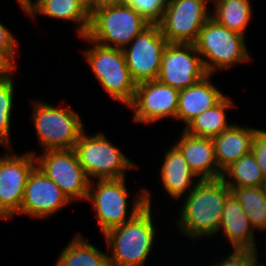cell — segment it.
Instances as JSON below:
<instances>
[{
    "mask_svg": "<svg viewBox=\"0 0 266 266\" xmlns=\"http://www.w3.org/2000/svg\"><path fill=\"white\" fill-rule=\"evenodd\" d=\"M231 189L221 178L199 180L187 194L176 226L191 239L208 238L219 232L223 209Z\"/></svg>",
    "mask_w": 266,
    "mask_h": 266,
    "instance_id": "obj_1",
    "label": "cell"
},
{
    "mask_svg": "<svg viewBox=\"0 0 266 266\" xmlns=\"http://www.w3.org/2000/svg\"><path fill=\"white\" fill-rule=\"evenodd\" d=\"M151 193L145 189L146 205L129 221L104 234L111 250L110 266H144L155 241Z\"/></svg>",
    "mask_w": 266,
    "mask_h": 266,
    "instance_id": "obj_2",
    "label": "cell"
},
{
    "mask_svg": "<svg viewBox=\"0 0 266 266\" xmlns=\"http://www.w3.org/2000/svg\"><path fill=\"white\" fill-rule=\"evenodd\" d=\"M246 36L230 30L210 17L200 29L194 43L208 74L227 70L234 64L248 62Z\"/></svg>",
    "mask_w": 266,
    "mask_h": 266,
    "instance_id": "obj_3",
    "label": "cell"
},
{
    "mask_svg": "<svg viewBox=\"0 0 266 266\" xmlns=\"http://www.w3.org/2000/svg\"><path fill=\"white\" fill-rule=\"evenodd\" d=\"M92 183L90 181L86 200L92 202L103 234L132 219L146 205L145 189H142L133 199L131 212H127L129 192L125 186L126 177L98 179L95 186Z\"/></svg>",
    "mask_w": 266,
    "mask_h": 266,
    "instance_id": "obj_4",
    "label": "cell"
},
{
    "mask_svg": "<svg viewBox=\"0 0 266 266\" xmlns=\"http://www.w3.org/2000/svg\"><path fill=\"white\" fill-rule=\"evenodd\" d=\"M150 23L123 4L96 9L90 15L87 37L101 46L124 49Z\"/></svg>",
    "mask_w": 266,
    "mask_h": 266,
    "instance_id": "obj_5",
    "label": "cell"
},
{
    "mask_svg": "<svg viewBox=\"0 0 266 266\" xmlns=\"http://www.w3.org/2000/svg\"><path fill=\"white\" fill-rule=\"evenodd\" d=\"M80 38L94 44L83 54L95 77L113 99L128 106L137 84L130 75L123 49L101 46L87 36Z\"/></svg>",
    "mask_w": 266,
    "mask_h": 266,
    "instance_id": "obj_6",
    "label": "cell"
},
{
    "mask_svg": "<svg viewBox=\"0 0 266 266\" xmlns=\"http://www.w3.org/2000/svg\"><path fill=\"white\" fill-rule=\"evenodd\" d=\"M32 120L40 147L46 150L73 149L85 130L81 117L71 108L33 103Z\"/></svg>",
    "mask_w": 266,
    "mask_h": 266,
    "instance_id": "obj_7",
    "label": "cell"
},
{
    "mask_svg": "<svg viewBox=\"0 0 266 266\" xmlns=\"http://www.w3.org/2000/svg\"><path fill=\"white\" fill-rule=\"evenodd\" d=\"M84 130L74 146L78 161L90 181L124 178L125 170L137 168L103 133L87 135ZM94 178V179H93Z\"/></svg>",
    "mask_w": 266,
    "mask_h": 266,
    "instance_id": "obj_8",
    "label": "cell"
},
{
    "mask_svg": "<svg viewBox=\"0 0 266 266\" xmlns=\"http://www.w3.org/2000/svg\"><path fill=\"white\" fill-rule=\"evenodd\" d=\"M35 161L36 167L59 186L71 203L87 199L90 180L74 149L46 150L40 156L35 153Z\"/></svg>",
    "mask_w": 266,
    "mask_h": 266,
    "instance_id": "obj_9",
    "label": "cell"
},
{
    "mask_svg": "<svg viewBox=\"0 0 266 266\" xmlns=\"http://www.w3.org/2000/svg\"><path fill=\"white\" fill-rule=\"evenodd\" d=\"M204 0H168L158 23L168 43L194 44L200 29L211 17Z\"/></svg>",
    "mask_w": 266,
    "mask_h": 266,
    "instance_id": "obj_10",
    "label": "cell"
},
{
    "mask_svg": "<svg viewBox=\"0 0 266 266\" xmlns=\"http://www.w3.org/2000/svg\"><path fill=\"white\" fill-rule=\"evenodd\" d=\"M167 44L160 26L150 24L123 49L127 67L136 84L157 80Z\"/></svg>",
    "mask_w": 266,
    "mask_h": 266,
    "instance_id": "obj_11",
    "label": "cell"
},
{
    "mask_svg": "<svg viewBox=\"0 0 266 266\" xmlns=\"http://www.w3.org/2000/svg\"><path fill=\"white\" fill-rule=\"evenodd\" d=\"M208 73L194 44L168 43L163 51L157 80L183 90Z\"/></svg>",
    "mask_w": 266,
    "mask_h": 266,
    "instance_id": "obj_12",
    "label": "cell"
},
{
    "mask_svg": "<svg viewBox=\"0 0 266 266\" xmlns=\"http://www.w3.org/2000/svg\"><path fill=\"white\" fill-rule=\"evenodd\" d=\"M35 153L28 151L19 156L6 152L0 156V215L3 219H11L20 212L28 176L36 166Z\"/></svg>",
    "mask_w": 266,
    "mask_h": 266,
    "instance_id": "obj_13",
    "label": "cell"
},
{
    "mask_svg": "<svg viewBox=\"0 0 266 266\" xmlns=\"http://www.w3.org/2000/svg\"><path fill=\"white\" fill-rule=\"evenodd\" d=\"M179 90L158 80L137 83L133 101L128 105L133 121L150 124L167 117L175 118Z\"/></svg>",
    "mask_w": 266,
    "mask_h": 266,
    "instance_id": "obj_14",
    "label": "cell"
},
{
    "mask_svg": "<svg viewBox=\"0 0 266 266\" xmlns=\"http://www.w3.org/2000/svg\"><path fill=\"white\" fill-rule=\"evenodd\" d=\"M70 203L59 186L35 166L28 176L18 215L47 218Z\"/></svg>",
    "mask_w": 266,
    "mask_h": 266,
    "instance_id": "obj_15",
    "label": "cell"
},
{
    "mask_svg": "<svg viewBox=\"0 0 266 266\" xmlns=\"http://www.w3.org/2000/svg\"><path fill=\"white\" fill-rule=\"evenodd\" d=\"M182 131L175 146L183 154L190 169L200 180L221 178L222 171L215 158L212 138L195 137Z\"/></svg>",
    "mask_w": 266,
    "mask_h": 266,
    "instance_id": "obj_16",
    "label": "cell"
},
{
    "mask_svg": "<svg viewBox=\"0 0 266 266\" xmlns=\"http://www.w3.org/2000/svg\"><path fill=\"white\" fill-rule=\"evenodd\" d=\"M208 74L202 80L179 91L176 120L185 123L184 128L198 115L218 104L225 95L209 80Z\"/></svg>",
    "mask_w": 266,
    "mask_h": 266,
    "instance_id": "obj_17",
    "label": "cell"
},
{
    "mask_svg": "<svg viewBox=\"0 0 266 266\" xmlns=\"http://www.w3.org/2000/svg\"><path fill=\"white\" fill-rule=\"evenodd\" d=\"M220 230L232 245V249H257L255 229L232 192L226 199Z\"/></svg>",
    "mask_w": 266,
    "mask_h": 266,
    "instance_id": "obj_18",
    "label": "cell"
},
{
    "mask_svg": "<svg viewBox=\"0 0 266 266\" xmlns=\"http://www.w3.org/2000/svg\"><path fill=\"white\" fill-rule=\"evenodd\" d=\"M170 149L164 154V162L161 167V180L165 191L171 198L180 199V197H184V193L190 192L200 179L190 169L181 151L175 145Z\"/></svg>",
    "mask_w": 266,
    "mask_h": 266,
    "instance_id": "obj_19",
    "label": "cell"
},
{
    "mask_svg": "<svg viewBox=\"0 0 266 266\" xmlns=\"http://www.w3.org/2000/svg\"><path fill=\"white\" fill-rule=\"evenodd\" d=\"M256 129L233 124L212 138L215 158L221 171L251 151V140Z\"/></svg>",
    "mask_w": 266,
    "mask_h": 266,
    "instance_id": "obj_20",
    "label": "cell"
},
{
    "mask_svg": "<svg viewBox=\"0 0 266 266\" xmlns=\"http://www.w3.org/2000/svg\"><path fill=\"white\" fill-rule=\"evenodd\" d=\"M35 20L36 14L55 19L72 21L77 24V35H87L90 27V14L81 5L79 0H33V4L25 11ZM79 24V25H78Z\"/></svg>",
    "mask_w": 266,
    "mask_h": 266,
    "instance_id": "obj_21",
    "label": "cell"
},
{
    "mask_svg": "<svg viewBox=\"0 0 266 266\" xmlns=\"http://www.w3.org/2000/svg\"><path fill=\"white\" fill-rule=\"evenodd\" d=\"M232 107H235L234 102L225 96L214 107L194 118L183 130L195 137L214 138L233 125L227 123L225 113Z\"/></svg>",
    "mask_w": 266,
    "mask_h": 266,
    "instance_id": "obj_22",
    "label": "cell"
},
{
    "mask_svg": "<svg viewBox=\"0 0 266 266\" xmlns=\"http://www.w3.org/2000/svg\"><path fill=\"white\" fill-rule=\"evenodd\" d=\"M108 256L78 233L61 251L55 266H110Z\"/></svg>",
    "mask_w": 266,
    "mask_h": 266,
    "instance_id": "obj_23",
    "label": "cell"
},
{
    "mask_svg": "<svg viewBox=\"0 0 266 266\" xmlns=\"http://www.w3.org/2000/svg\"><path fill=\"white\" fill-rule=\"evenodd\" d=\"M221 179L228 187H262L265 176L250 151L227 166L222 171Z\"/></svg>",
    "mask_w": 266,
    "mask_h": 266,
    "instance_id": "obj_24",
    "label": "cell"
},
{
    "mask_svg": "<svg viewBox=\"0 0 266 266\" xmlns=\"http://www.w3.org/2000/svg\"><path fill=\"white\" fill-rule=\"evenodd\" d=\"M250 0H219L215 5L211 17L224 27L242 35L252 19V4Z\"/></svg>",
    "mask_w": 266,
    "mask_h": 266,
    "instance_id": "obj_25",
    "label": "cell"
},
{
    "mask_svg": "<svg viewBox=\"0 0 266 266\" xmlns=\"http://www.w3.org/2000/svg\"><path fill=\"white\" fill-rule=\"evenodd\" d=\"M240 202L251 225L266 230V193L263 187H229Z\"/></svg>",
    "mask_w": 266,
    "mask_h": 266,
    "instance_id": "obj_26",
    "label": "cell"
},
{
    "mask_svg": "<svg viewBox=\"0 0 266 266\" xmlns=\"http://www.w3.org/2000/svg\"><path fill=\"white\" fill-rule=\"evenodd\" d=\"M13 72L14 70H9L0 78V146L3 145L11 150L10 123L14 104Z\"/></svg>",
    "mask_w": 266,
    "mask_h": 266,
    "instance_id": "obj_27",
    "label": "cell"
},
{
    "mask_svg": "<svg viewBox=\"0 0 266 266\" xmlns=\"http://www.w3.org/2000/svg\"><path fill=\"white\" fill-rule=\"evenodd\" d=\"M168 0H126L125 5L133 8L150 24H158L167 8Z\"/></svg>",
    "mask_w": 266,
    "mask_h": 266,
    "instance_id": "obj_28",
    "label": "cell"
},
{
    "mask_svg": "<svg viewBox=\"0 0 266 266\" xmlns=\"http://www.w3.org/2000/svg\"><path fill=\"white\" fill-rule=\"evenodd\" d=\"M17 40L8 28L0 22V61L9 69L14 70L17 66L15 61L18 50Z\"/></svg>",
    "mask_w": 266,
    "mask_h": 266,
    "instance_id": "obj_29",
    "label": "cell"
},
{
    "mask_svg": "<svg viewBox=\"0 0 266 266\" xmlns=\"http://www.w3.org/2000/svg\"><path fill=\"white\" fill-rule=\"evenodd\" d=\"M213 266H260L256 249H233L225 259Z\"/></svg>",
    "mask_w": 266,
    "mask_h": 266,
    "instance_id": "obj_30",
    "label": "cell"
},
{
    "mask_svg": "<svg viewBox=\"0 0 266 266\" xmlns=\"http://www.w3.org/2000/svg\"><path fill=\"white\" fill-rule=\"evenodd\" d=\"M251 152L259 165L263 175L266 177V131L256 129L251 140Z\"/></svg>",
    "mask_w": 266,
    "mask_h": 266,
    "instance_id": "obj_31",
    "label": "cell"
},
{
    "mask_svg": "<svg viewBox=\"0 0 266 266\" xmlns=\"http://www.w3.org/2000/svg\"><path fill=\"white\" fill-rule=\"evenodd\" d=\"M81 5L91 15L96 9H99V0H79Z\"/></svg>",
    "mask_w": 266,
    "mask_h": 266,
    "instance_id": "obj_32",
    "label": "cell"
},
{
    "mask_svg": "<svg viewBox=\"0 0 266 266\" xmlns=\"http://www.w3.org/2000/svg\"><path fill=\"white\" fill-rule=\"evenodd\" d=\"M126 0H99V9L108 6L123 5Z\"/></svg>",
    "mask_w": 266,
    "mask_h": 266,
    "instance_id": "obj_33",
    "label": "cell"
},
{
    "mask_svg": "<svg viewBox=\"0 0 266 266\" xmlns=\"http://www.w3.org/2000/svg\"><path fill=\"white\" fill-rule=\"evenodd\" d=\"M9 69L0 61V78L5 75Z\"/></svg>",
    "mask_w": 266,
    "mask_h": 266,
    "instance_id": "obj_34",
    "label": "cell"
},
{
    "mask_svg": "<svg viewBox=\"0 0 266 266\" xmlns=\"http://www.w3.org/2000/svg\"><path fill=\"white\" fill-rule=\"evenodd\" d=\"M33 4L32 0H25V11Z\"/></svg>",
    "mask_w": 266,
    "mask_h": 266,
    "instance_id": "obj_35",
    "label": "cell"
},
{
    "mask_svg": "<svg viewBox=\"0 0 266 266\" xmlns=\"http://www.w3.org/2000/svg\"><path fill=\"white\" fill-rule=\"evenodd\" d=\"M21 9L25 12V0H17Z\"/></svg>",
    "mask_w": 266,
    "mask_h": 266,
    "instance_id": "obj_36",
    "label": "cell"
},
{
    "mask_svg": "<svg viewBox=\"0 0 266 266\" xmlns=\"http://www.w3.org/2000/svg\"><path fill=\"white\" fill-rule=\"evenodd\" d=\"M205 2H209L208 4H210L211 2H214V4L217 2V1H219V0H204Z\"/></svg>",
    "mask_w": 266,
    "mask_h": 266,
    "instance_id": "obj_37",
    "label": "cell"
},
{
    "mask_svg": "<svg viewBox=\"0 0 266 266\" xmlns=\"http://www.w3.org/2000/svg\"><path fill=\"white\" fill-rule=\"evenodd\" d=\"M263 189H264V192L266 193V177H265V180H264V184H263Z\"/></svg>",
    "mask_w": 266,
    "mask_h": 266,
    "instance_id": "obj_38",
    "label": "cell"
}]
</instances>
